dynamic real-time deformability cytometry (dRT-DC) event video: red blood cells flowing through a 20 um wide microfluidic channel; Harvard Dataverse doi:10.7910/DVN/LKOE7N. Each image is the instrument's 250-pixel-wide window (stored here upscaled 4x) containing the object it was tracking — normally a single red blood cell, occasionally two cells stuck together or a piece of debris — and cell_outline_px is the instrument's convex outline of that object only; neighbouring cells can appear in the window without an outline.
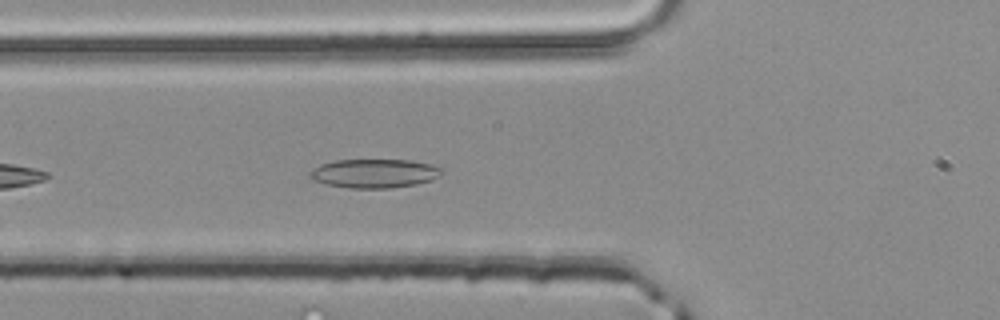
{"species": "common noctule bat (a hibernating species)", "species_latin": "Nyctalus noctula", "temperature_condition": "room temperature", "stored_images_in_passage": 15, "segment_of_instrument_passage": [1, 2], "camera_frame_rate_fps": 3000, "um_per_image_px": 0.085, "animal": {"sex": "male", "body_mass_g": 20.4}, "frame": {"image": 1, "passage_image": 5, "time_ms": 1.333, "image_size_px": [1000, 320], "cell_outline_px": [[444, 172], [440, 176], [432, 180], [416, 184], [392, 188], [348, 188], [324, 184], [312, 180], [308, 176], [308, 172], [312, 168], [320, 164], [336, 160], [412, 160], [432, 164], [444, 168]], "centroid_in_image_um": [31.82, 14.74], "position_along_channel_um": 94.0, "area_um2": 22.66}}
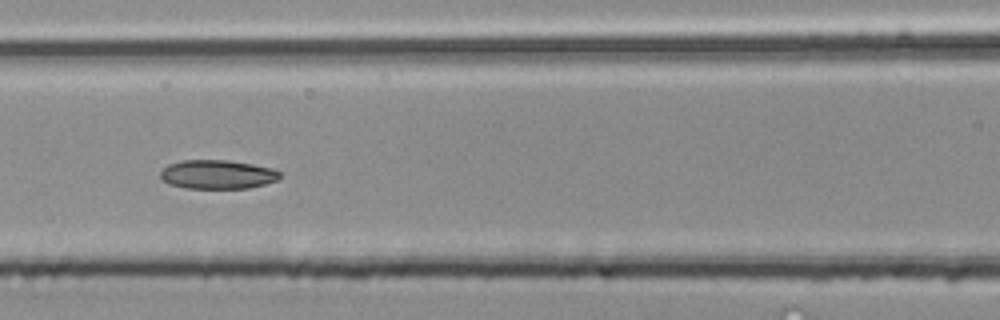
{"frame": {"image": 2, "passage_image": 9, "time_ms": 2.667, "image_size_px": [1000, 320], "cell_outline_px": [[280, 176], [276, 180], [264, 184], [248, 188], [184, 188], [168, 184], [160, 176], [160, 172], [168, 164], [184, 160], [228, 160], [252, 164], [272, 168], [280, 172]], "centroid_in_image_um": [18.46, 14.82], "position_along_channel_um": 148.1, "area_um2": 20.06}}